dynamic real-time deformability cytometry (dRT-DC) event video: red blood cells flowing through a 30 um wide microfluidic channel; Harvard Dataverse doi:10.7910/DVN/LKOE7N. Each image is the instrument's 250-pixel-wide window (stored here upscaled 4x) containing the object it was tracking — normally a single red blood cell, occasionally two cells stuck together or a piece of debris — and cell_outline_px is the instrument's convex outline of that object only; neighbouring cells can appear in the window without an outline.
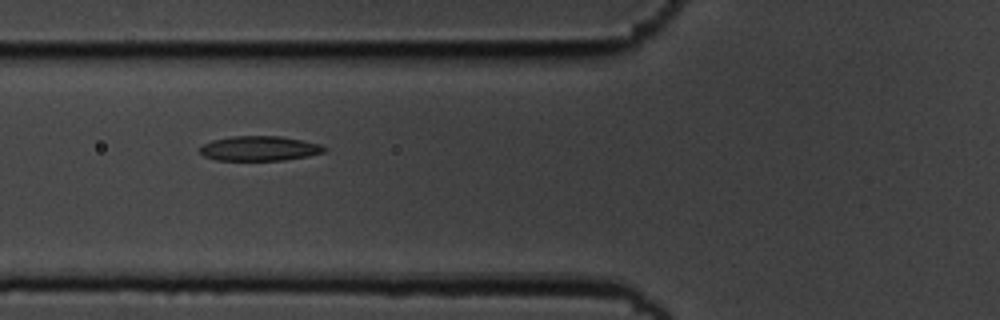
{"species": "common noctule bat (a hibernating species)", "species_latin": "Nyctalus noctula", "temperature_condition": "cold", "stored_images_in_passage": 7, "camera_frame_rate_fps": 3000, "um_per_image_px": 0.085, "animal": {"sex": "male", "body_mass_g": 19.5, "forearm_length_mm": 54.6}, "frame": {"image": 1, "passage_image": 6, "time_ms": 1.667, "image_size_px": [1000, 320], "cell_outline_px": [[328, 148], [324, 152], [308, 156], [284, 160], [216, 160], [204, 156], [200, 152], [200, 148], [204, 144], [212, 140], [232, 136], [280, 136], [320, 144]], "centroid_in_image_um": [22.06, 12.62], "position_along_channel_um": 103.7, "area_um2": 17.86}}
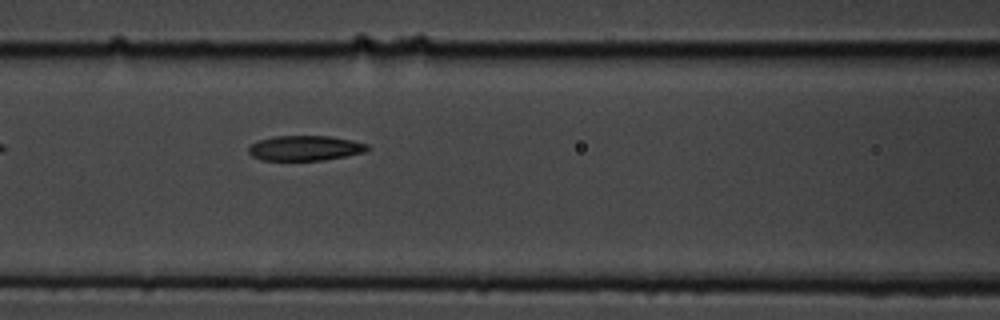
{"frame": {"image": 2, "passage_image": 7, "time_ms": 2.0, "image_size_px": [1000, 320], "cell_outline_px": [[372, 148], [364, 152], [324, 160], [260, 160], [252, 156], [248, 152], [248, 148], [252, 144], [260, 140], [276, 136], [332, 136], [352, 140], [368, 144]], "centroid_in_image_um": [25.96, 12.59], "position_along_channel_um": 140.6, "area_um2": 17.34}}